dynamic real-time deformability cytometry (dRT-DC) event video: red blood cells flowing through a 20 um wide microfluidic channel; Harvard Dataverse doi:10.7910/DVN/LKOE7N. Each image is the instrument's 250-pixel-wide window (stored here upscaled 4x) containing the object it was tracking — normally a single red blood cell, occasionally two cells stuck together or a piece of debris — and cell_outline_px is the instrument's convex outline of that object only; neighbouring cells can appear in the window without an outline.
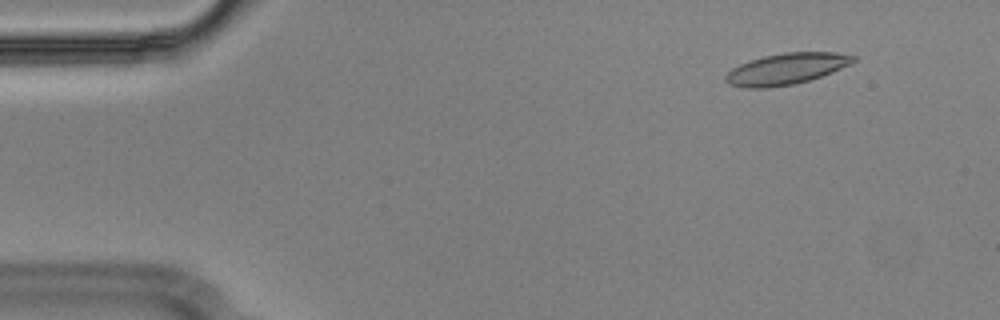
{"species": "Egyptian fruit bat (a non-hibernating species)", "species_latin": "Rousettus aegyptiacus", "temperature_condition": "cold", "stored_images_in_passage": 56, "camera_frame_rate_fps": 3000, "um_per_image_px": 0.085, "animal": {"sex": "male"}, "frame": {"image": 1, "passage_image": 6, "time_ms": 1.667, "image_size_px": [1000, 320], "cell_outline_px": [[856, 60], [832, 72], [808, 80], [792, 84], [768, 88], [744, 88], [728, 84], [724, 80], [724, 76], [732, 68], [740, 64], [764, 56], [784, 52], [836, 52], [856, 56]], "centroid_in_image_um": [66.79, 5.85], "position_along_channel_um": 18.2, "area_um2": 23.06}}
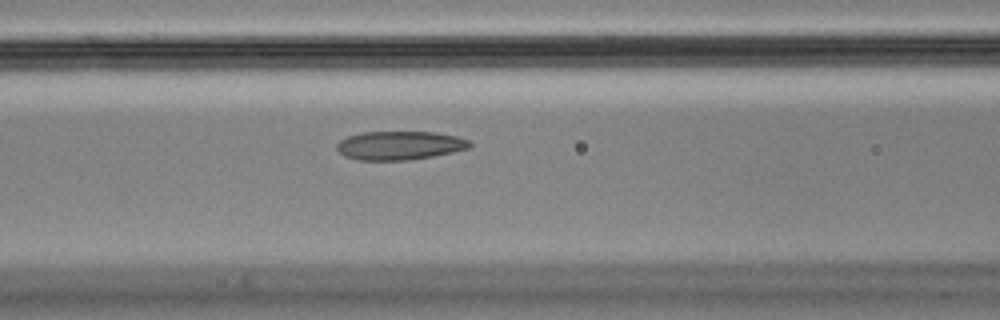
{"frame": {"image": 2, "passage_image": 23, "time_ms": 7.333, "image_size_px": [1000, 320], "cell_outline_px": [[472, 148], [412, 160], [360, 160], [344, 156], [336, 148], [336, 144], [340, 140], [348, 136], [360, 132], [436, 132], [456, 136], [472, 140]], "centroid_in_image_um": [34.0, 12.36], "position_along_channel_um": 132.6, "area_um2": 22.43}}
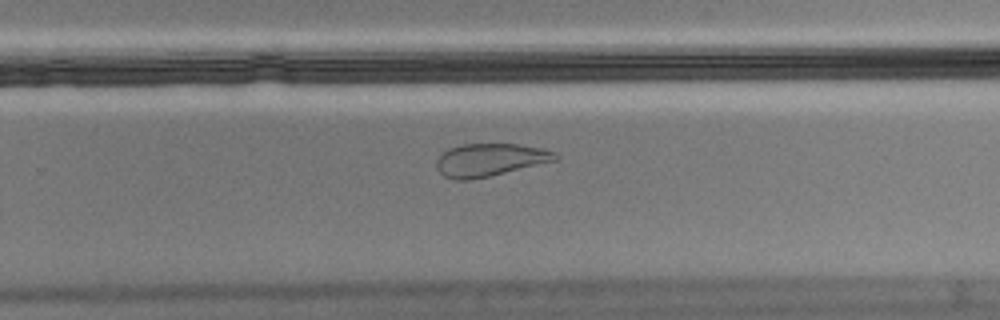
{"frame": {"image": 3, "passage_image": 36, "time_ms": 11.667, "image_size_px": [1000, 320], "cell_outline_px": [[556, 160], [488, 176], [468, 180], [452, 180], [444, 176], [436, 168], [436, 160], [448, 148], [460, 144], [516, 144], [544, 148], [552, 152], [556, 156]], "centroid_in_image_um": [41.56, 13.58], "position_along_channel_um": 288.2, "area_um2": 22.37}, "authors_computed_cell_mechanics": {"area_um2": 23.5824, "velocity_mm_per_s": 3.6027, "shape_relaxation_time_tau1_ms": null, "shape_relaxation_time_tau2_ms": 2.5192, "deformation_change_tau1": null, "deformation_change_tau2": 0.0616}}